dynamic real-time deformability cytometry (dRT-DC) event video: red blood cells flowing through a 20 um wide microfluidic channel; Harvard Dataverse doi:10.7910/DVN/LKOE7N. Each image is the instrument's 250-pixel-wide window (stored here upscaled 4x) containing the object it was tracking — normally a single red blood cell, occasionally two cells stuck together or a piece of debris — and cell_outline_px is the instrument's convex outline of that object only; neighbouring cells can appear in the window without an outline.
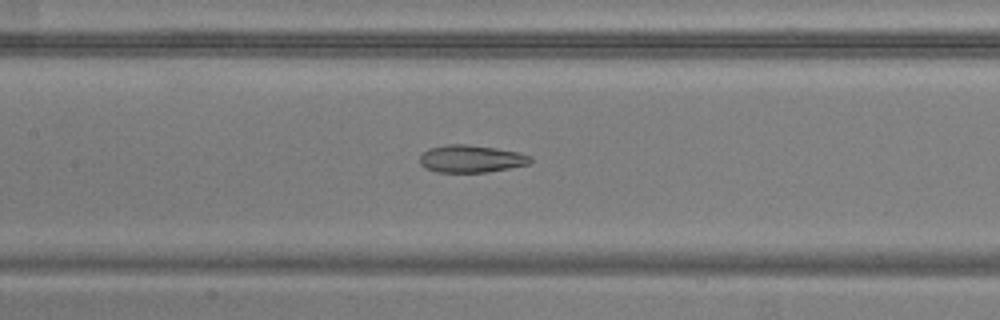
{"species": "common noctule bat (a hibernating species)", "species_latin": "Nyctalus noctula", "temperature_condition": "warm", "stored_images_in_passage": 43, "camera_frame_rate_fps": 3000, "um_per_image_px": 0.085, "animal": {"sex": "male", "body_mass_g": 20.5, "forearm_length_mm": 52.5}, "frame": {"image": 1, "passage_image": 14, "time_ms": 4.333, "image_size_px": [1000, 320], "cell_outline_px": [[532, 160], [528, 164], [488, 172], [436, 172], [424, 168], [420, 164], [420, 156], [428, 148], [444, 144], [468, 144], [496, 148], [520, 152], [532, 156]], "centroid_in_image_um": [40.03, 13.49], "position_along_channel_um": 167.4, "area_um2": 17.86}}
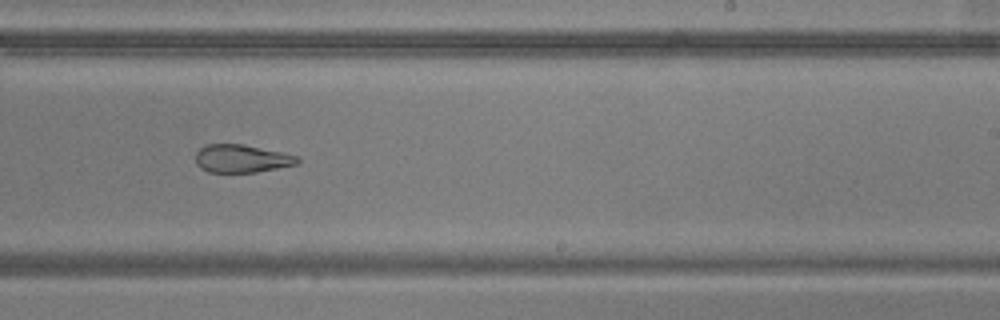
{"frame": {"image": 2, "passage_image": 22, "time_ms": 7.0, "image_size_px": [1000, 320], "cell_outline_px": [[300, 160], [296, 164], [256, 172], [208, 172], [200, 168], [196, 164], [196, 152], [204, 144], [244, 144], [284, 152], [300, 156]], "centroid_in_image_um": [20.54, 13.47], "position_along_channel_um": 268.5, "area_um2": 16.76}}
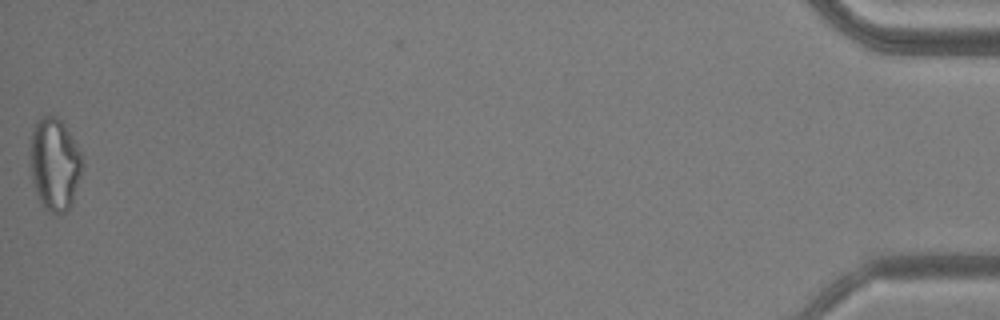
{"frame": {"image": 3, "passage_image": 43, "time_ms": 14.0, "image_size_px": [1000, 320], "cell_outline_px": [[84, 164], [72, 204], [64, 212], [56, 216], [44, 208], [40, 204], [32, 180], [28, 152], [28, 144], [32, 128], [36, 120], [44, 116], [56, 116], [60, 120], [68, 132], [80, 152]], "centroid_in_image_um": [4.6, 13.97], "position_along_channel_um": 430.6, "area_um2": 28.61}, "authors_computed_cell_mechanics": {"area_um2": 19.9988, "velocity_mm_per_s": 3.8071, "shape_relaxation_time_tau1_ms": null, "shape_relaxation_time_tau2_ms": 2.5528, "deformation_change_tau1": null, "deformation_change_tau2": 0.1079}}